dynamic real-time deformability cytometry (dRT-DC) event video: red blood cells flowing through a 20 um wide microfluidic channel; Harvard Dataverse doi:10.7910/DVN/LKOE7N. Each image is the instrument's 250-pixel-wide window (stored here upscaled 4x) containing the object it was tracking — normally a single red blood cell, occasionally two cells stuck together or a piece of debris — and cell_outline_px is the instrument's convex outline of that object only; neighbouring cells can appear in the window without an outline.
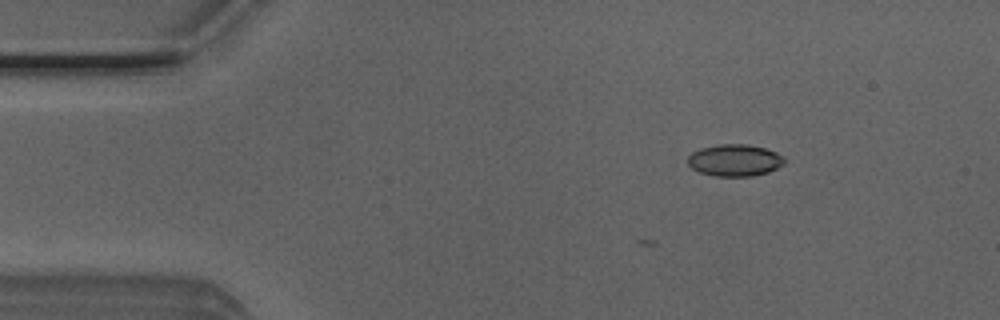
{"species": "Egyptian fruit bat (a non-hibernating species)", "species_latin": "Rousettus aegyptiacus", "temperature_condition": "room temperature", "stored_images_in_passage": 2, "camera_frame_rate_fps": 3000, "um_per_image_px": 0.085, "animal": {"sex": "male"}, "frame": {"image": 1, "passage_image": 2, "time_ms": 0.333, "image_size_px": [1000, 320], "cell_outline_px": [[784, 164], [768, 172], [752, 176], [712, 176], [700, 172], [692, 168], [688, 164], [688, 156], [692, 152], [700, 148], [720, 144], [748, 144], [764, 148], [776, 152], [784, 156]], "centroid_in_image_um": [62.44, 13.62], "position_along_channel_um": 22.6, "area_um2": 17.98}}